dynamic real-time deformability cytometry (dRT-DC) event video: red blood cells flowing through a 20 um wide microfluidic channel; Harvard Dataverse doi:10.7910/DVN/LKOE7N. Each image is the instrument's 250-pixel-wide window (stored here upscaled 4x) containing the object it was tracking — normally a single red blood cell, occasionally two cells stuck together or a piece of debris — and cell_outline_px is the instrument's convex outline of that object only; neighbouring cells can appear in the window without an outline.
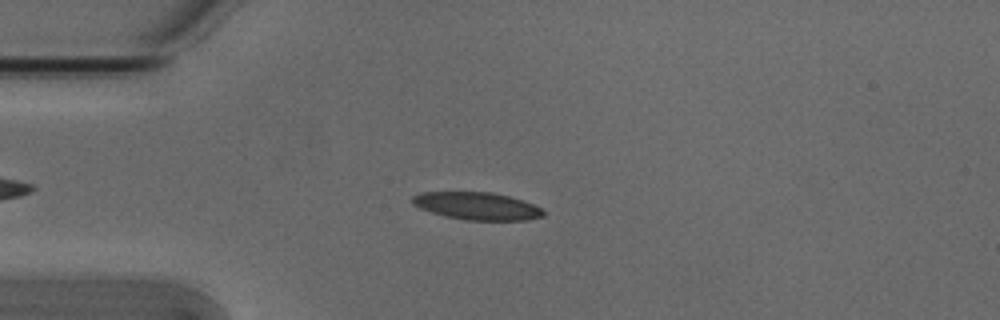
{"species": "Egyptian fruit bat (a non-hibernating species)", "species_latin": "Rousettus aegyptiacus", "temperature_condition": "cold", "stored_images_in_passage": 53, "camera_frame_rate_fps": 3000, "um_per_image_px": 0.085, "animal": {"sex": "male"}, "frame": {"image": 1, "passage_image": 13, "time_ms": 4.0, "image_size_px": [1000, 320], "cell_outline_px": [[544, 216], [528, 220], [464, 220], [444, 216], [420, 208], [412, 204], [412, 196], [420, 192], [492, 192], [508, 196], [532, 204], [540, 208], [544, 212]], "centroid_in_image_um": [40.51, 17.51], "position_along_channel_um": 44.5, "area_um2": 20.92}}
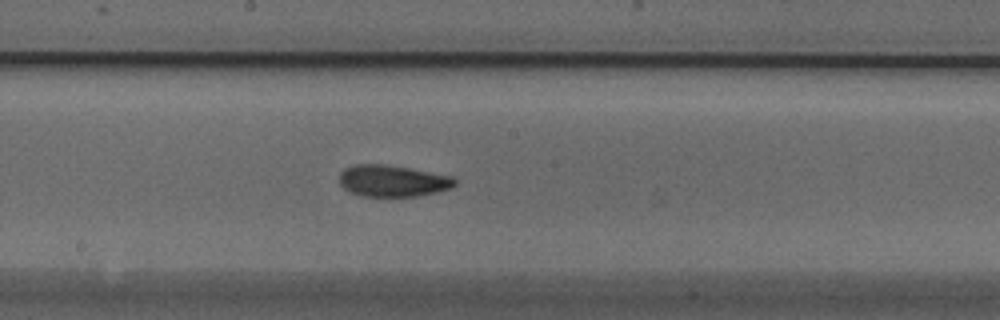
{"frame": {"image": 2, "passage_image": 28, "time_ms": 9.0, "image_size_px": [1000, 320], "cell_outline_px": [[456, 184], [452, 188], [436, 192], [416, 196], [360, 196], [344, 188], [340, 184], [340, 172], [344, 168], [356, 164], [384, 164], [408, 168], [452, 176], [456, 180]], "centroid_in_image_um": [33.37, 15.37], "position_along_channel_um": 214.8, "area_um2": 21.15}}
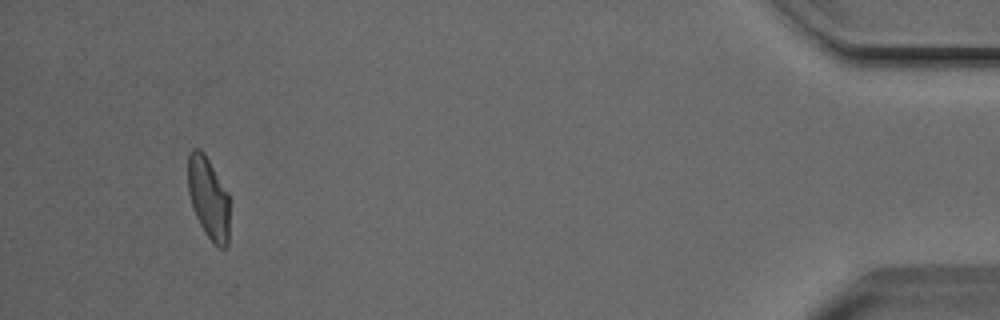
{"frame": {"image": 3, "passage_image": 50, "time_ms": 16.333, "image_size_px": [1000, 320], "cell_outline_px": [[228, 244], [224, 248], [220, 248], [212, 244], [204, 232], [192, 208], [188, 192], [188, 152], [192, 148], [200, 148], [204, 152], [228, 192]], "centroid_in_image_um": [17.7, 16.82], "position_along_channel_um": 417.5, "area_um2": 20.06}, "authors_computed_cell_mechanics": {"area_um2": 20.8658, "velocity_mm_per_s": 3.7938, "shape_relaxation_time_tau1_ms": 8.6545, "shape_relaxation_time_tau2_ms": 2.3719, "deformation_change_tau1": 0.2064, "deformation_change_tau2": 0.0827}}